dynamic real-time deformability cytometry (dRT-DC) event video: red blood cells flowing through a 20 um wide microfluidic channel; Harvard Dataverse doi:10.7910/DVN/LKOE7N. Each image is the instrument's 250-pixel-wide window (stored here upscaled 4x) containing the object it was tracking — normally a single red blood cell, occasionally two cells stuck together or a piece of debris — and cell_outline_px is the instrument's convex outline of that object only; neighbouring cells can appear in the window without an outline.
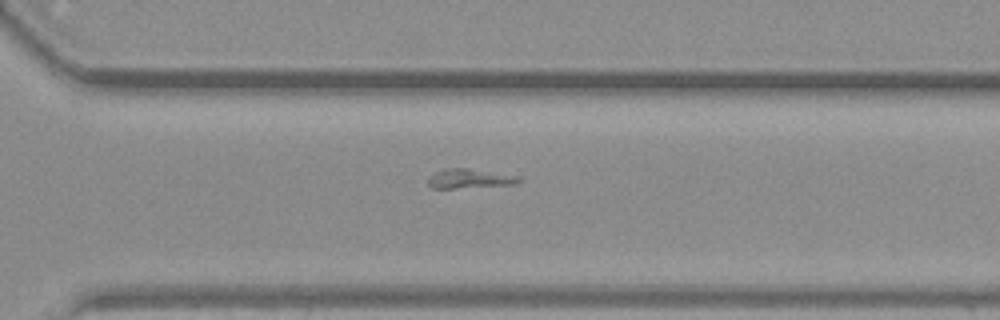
{"species": "common noctule bat (a hibernating species)", "species_latin": "Nyctalus noctula", "temperature_condition": "warm", "stored_images_in_passage": 38, "camera_frame_rate_fps": 3000, "um_per_image_px": 0.085, "animal": {"sex": "female", "body_mass_g": 19.3, "forearm_length_mm": 54.1}, "frame": {"image": 1, "passage_image": 22, "time_ms": 7.0, "image_size_px": [1000, 320], "cell_outline_px": [[524, 180], [516, 184], [452, 188], [432, 188], [428, 184], [428, 176], [432, 172], [448, 168], [468, 168], [512, 176]], "centroid_in_image_um": [39.81, 15.18], "position_along_channel_um": 330.8, "area_um2": 10.0}}
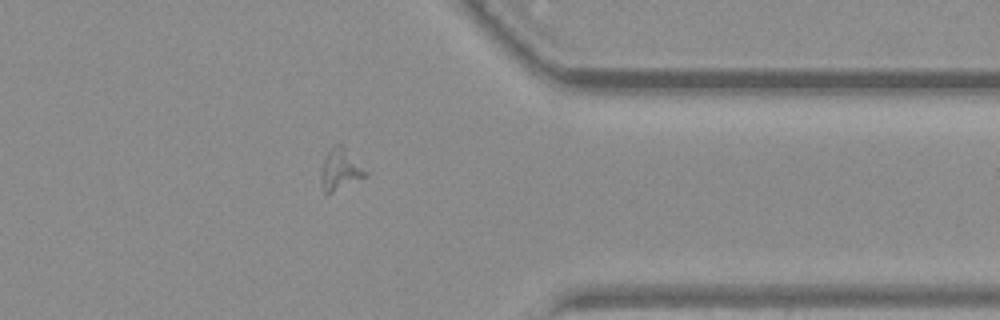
{"frame": {"image": 2, "passage_image": 27, "time_ms": 8.667, "image_size_px": [1000, 320], "cell_outline_px": [[368, 176], [332, 192], [324, 192], [320, 180], [320, 168], [328, 152], [336, 144], [340, 144], [368, 172]], "centroid_in_image_um": [28.91, 14.43], "position_along_channel_um": 382.5, "area_um2": 10.4}}
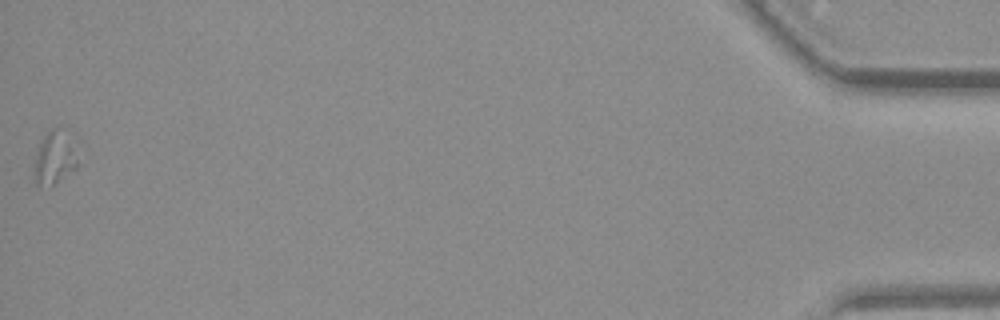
{"frame": {"image": 3, "passage_image": 38, "time_ms": 12.333, "image_size_px": [1000, 320], "cell_outline_px": [[76, 168], [52, 184], [36, 184], [36, 156], [40, 140], [52, 128], [56, 128], [76, 160]], "centroid_in_image_um": [4.53, 13.49], "position_along_channel_um": 430.7, "area_um2": 11.39}}